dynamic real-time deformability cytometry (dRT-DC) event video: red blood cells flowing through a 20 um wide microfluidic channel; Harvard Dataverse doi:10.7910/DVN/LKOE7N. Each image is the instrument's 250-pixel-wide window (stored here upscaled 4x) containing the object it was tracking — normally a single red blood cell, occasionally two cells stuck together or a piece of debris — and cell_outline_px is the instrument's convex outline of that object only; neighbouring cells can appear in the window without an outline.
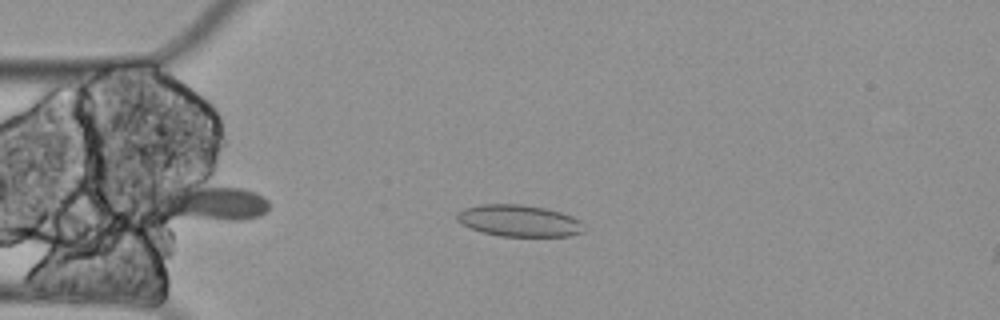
{"species": "Egyptian fruit bat (a non-hibernating species)", "species_latin": "Rousettus aegyptiacus", "temperature_condition": "cold", "stored_images_in_passage": 5, "camera_frame_rate_fps": 3000, "um_per_image_px": 0.085, "animal": {"sex": "female"}, "frame": {"image": 1, "passage_image": 4, "time_ms": 1.0, "image_size_px": [1000, 320], "cell_outline_px": [[584, 232], [568, 236], [500, 236], [484, 232], [472, 228], [456, 220], [456, 212], [464, 208], [480, 204], [520, 204], [544, 208], [560, 212], [572, 216], [580, 220]], "centroid_in_image_um": [44.1, 18.75], "position_along_channel_um": 40.9, "area_um2": 23.29}}